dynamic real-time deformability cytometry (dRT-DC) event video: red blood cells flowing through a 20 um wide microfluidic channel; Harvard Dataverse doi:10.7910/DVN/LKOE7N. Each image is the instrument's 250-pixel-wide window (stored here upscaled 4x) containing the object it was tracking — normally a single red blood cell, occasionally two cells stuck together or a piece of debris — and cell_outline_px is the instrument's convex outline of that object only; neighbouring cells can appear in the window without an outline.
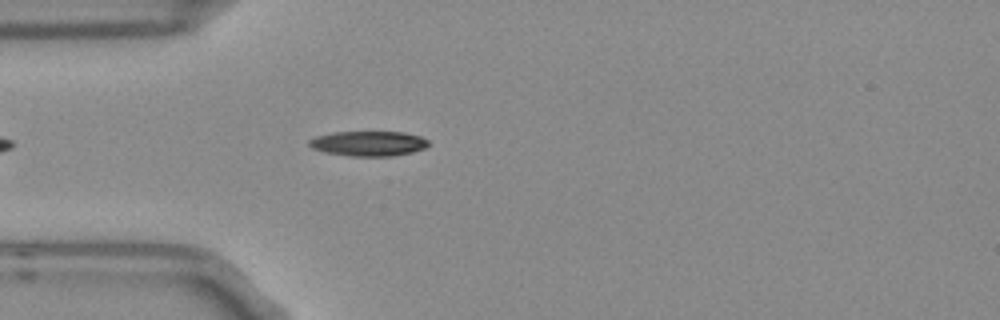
{"species": "Egyptian fruit bat (a non-hibernating species)", "species_latin": "Rousettus aegyptiacus", "temperature_condition": "room temperature", "stored_images_in_passage": 5, "camera_frame_rate_fps": 3000, "um_per_image_px": 0.085, "frame": {"image": 1, "passage_image": 5, "time_ms": 1.333, "image_size_px": [1000, 320], "cell_outline_px": [[428, 144], [424, 148], [412, 152], [392, 156], [352, 156], [324, 152], [312, 148], [308, 144], [308, 140], [316, 136], [332, 132], [404, 132], [420, 136], [428, 140]], "centroid_in_image_um": [31.3, 12.19], "position_along_channel_um": 53.7, "area_um2": 17.34}}